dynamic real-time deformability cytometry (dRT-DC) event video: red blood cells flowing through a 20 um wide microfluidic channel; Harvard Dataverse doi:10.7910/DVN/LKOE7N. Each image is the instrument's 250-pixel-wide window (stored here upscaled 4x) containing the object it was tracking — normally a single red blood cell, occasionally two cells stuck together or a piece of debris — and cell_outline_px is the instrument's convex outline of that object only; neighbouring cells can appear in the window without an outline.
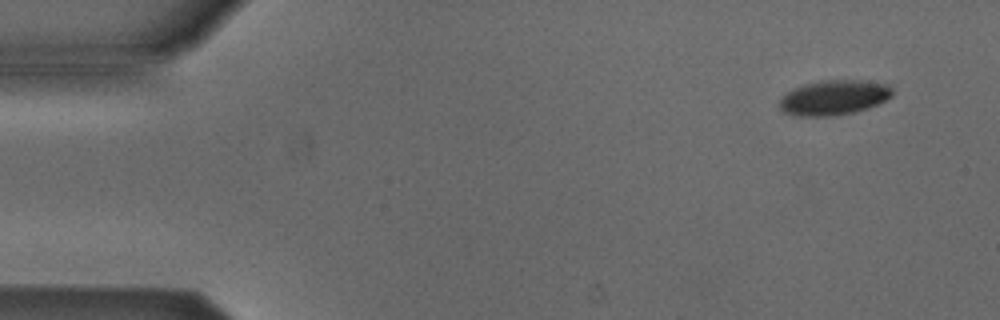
{"species": "Egyptian fruit bat (a non-hibernating species)", "species_latin": "Rousettus aegyptiacus", "temperature_condition": "cold", "stored_images_in_passage": 4, "camera_frame_rate_fps": 3000, "um_per_image_px": 0.085, "animal": {"sex": "male"}, "frame": {"image": 1, "passage_image": 1, "time_ms": 0.0, "image_size_px": [1000, 320], "cell_outline_px": [[892, 96], [868, 108], [852, 112], [828, 116], [800, 116], [784, 112], [780, 108], [780, 100], [792, 88], [804, 84], [820, 80], [864, 80], [892, 84]], "centroid_in_image_um": [70.91, 8.27], "position_along_channel_um": 14.1, "area_um2": 22.89}}
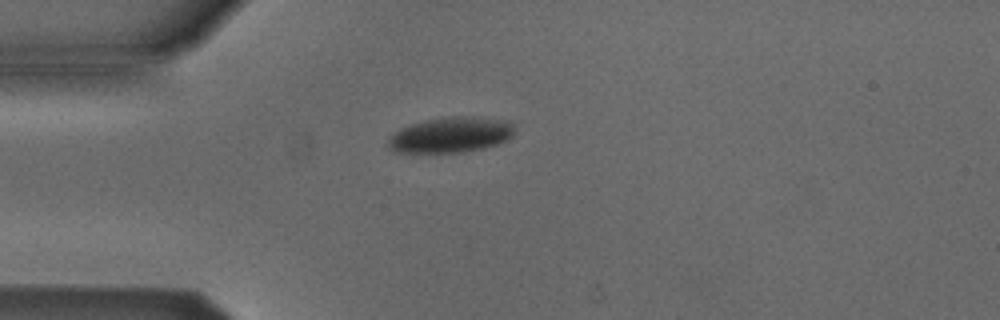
{"frame": {"image": 2, "passage_image": 4, "time_ms": 3.333, "image_size_px": [1000, 320], "cell_outline_px": [[516, 128], [512, 136], [508, 140], [484, 148], [464, 152], [396, 152], [388, 148], [388, 140], [392, 132], [408, 124], [428, 120], [452, 116], [460, 116], [512, 120]], "centroid_in_image_um": [38.34, 11.46], "position_along_channel_um": 46.7, "area_um2": 26.36}}